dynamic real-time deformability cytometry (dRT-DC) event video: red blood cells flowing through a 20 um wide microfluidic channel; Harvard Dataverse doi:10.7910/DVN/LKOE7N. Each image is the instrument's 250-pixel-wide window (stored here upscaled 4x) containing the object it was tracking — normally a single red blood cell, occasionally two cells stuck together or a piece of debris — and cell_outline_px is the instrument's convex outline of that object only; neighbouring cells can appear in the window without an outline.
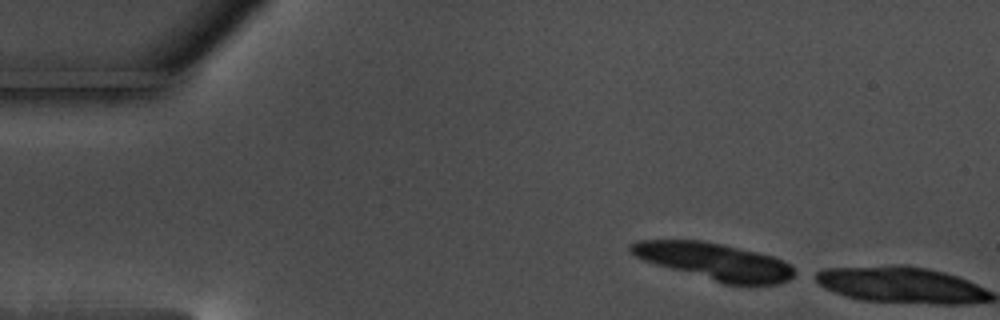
{"species": "common noctule bat (a hibernating species)", "species_latin": "Nyctalus noctula", "temperature_condition": "warm", "stored_images_in_passage": 2, "camera_frame_rate_fps": 3000, "um_per_image_px": 0.085, "animal": {"sex": "male", "body_mass_g": 17.5, "forearm_length_mm": 52.3}, "frame": {"image": 1, "passage_image": 1, "time_ms": 0.0, "image_size_px": [1000, 320], "cell_outline_px": [[800, 272], [788, 280], [776, 284], [724, 284], [656, 264], [644, 260], [636, 256], [628, 248], [628, 244], [636, 240], [704, 240], [756, 252], [772, 256], [784, 260], [792, 264]], "centroid_in_image_um": [60.78, 22.22], "position_along_channel_um": 24.2, "area_um2": 35.2}}